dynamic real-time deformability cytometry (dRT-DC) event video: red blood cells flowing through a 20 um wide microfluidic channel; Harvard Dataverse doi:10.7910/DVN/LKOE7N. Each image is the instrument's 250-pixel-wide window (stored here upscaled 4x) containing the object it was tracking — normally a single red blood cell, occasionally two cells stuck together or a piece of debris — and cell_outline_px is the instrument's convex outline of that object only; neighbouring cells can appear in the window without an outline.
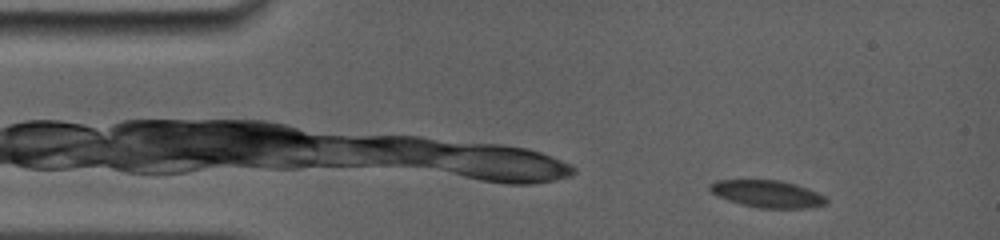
{"species": "common noctule bat (a hibernating species)", "species_latin": "Nyctalus noctula", "temperature_condition": "room temperature", "stored_images_in_passage": 38, "camera_frame_rate_fps": 5000, "um_per_image_px": 0.085, "animal": {"sex": "female", "body_mass_g": 19.0, "forearm_length_mm": 56.7}, "frame": {"image": 1, "passage_image": 1, "time_ms": 0.0, "image_size_px": [1000, 240], "cell_outline_px": [[828, 204], [812, 208], [760, 208], [740, 204], [728, 200], [712, 192], [708, 188], [708, 184], [716, 180], [780, 180], [796, 184], [808, 188], [824, 196], [828, 200]], "centroid_in_image_um": [65.26, 16.48], "position_along_channel_um": 19.7, "area_um2": 18.55}}
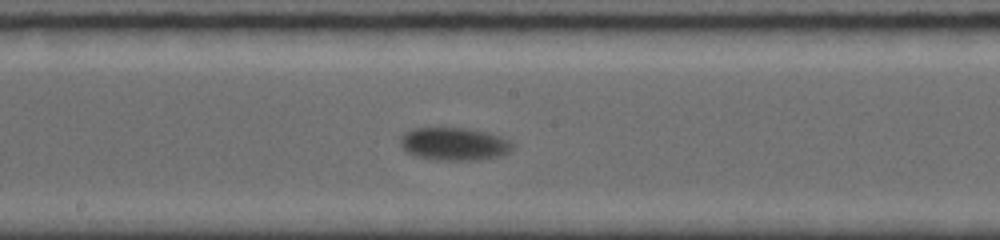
{"frame": {"image": 2, "passage_image": 17, "time_ms": 7.2, "image_size_px": [1000, 240], "cell_outline_px": [[512, 148], [508, 152], [500, 156], [476, 160], [440, 160], [416, 156], [408, 152], [400, 144], [400, 140], [404, 132], [412, 128], [464, 128], [488, 132], [500, 136], [508, 140], [512, 144]], "centroid_in_image_um": [38.59, 12.23], "position_along_channel_um": 209.6, "area_um2": 21.33}}
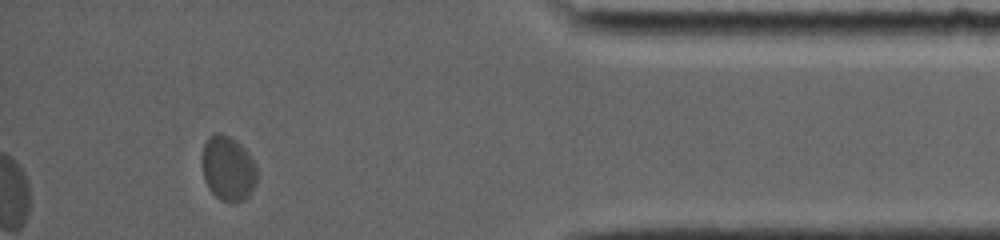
{"frame": {"image": 3, "passage_image": 33, "time_ms": 13.6, "image_size_px": [1000, 240], "cell_outline_px": [[256, 184], [252, 192], [244, 200], [236, 204], [232, 204], [220, 200], [208, 188], [204, 180], [200, 160], [200, 156], [204, 144], [208, 136], [216, 132], [228, 136], [236, 140], [248, 152], [256, 168]], "centroid_in_image_um": [19.35, 14.34], "position_along_channel_um": 415.9, "area_um2": 21.27}, "authors_computed_cell_mechanics": {"area_um2": 20.6635, "velocity_mm_per_s": 3.6619, "shape_relaxation_time_tau1_ms": 1.13, "shape_relaxation_time_tau2_ms": null, "deformation_change_tau1": 0.0599, "deformation_change_tau2": null}}